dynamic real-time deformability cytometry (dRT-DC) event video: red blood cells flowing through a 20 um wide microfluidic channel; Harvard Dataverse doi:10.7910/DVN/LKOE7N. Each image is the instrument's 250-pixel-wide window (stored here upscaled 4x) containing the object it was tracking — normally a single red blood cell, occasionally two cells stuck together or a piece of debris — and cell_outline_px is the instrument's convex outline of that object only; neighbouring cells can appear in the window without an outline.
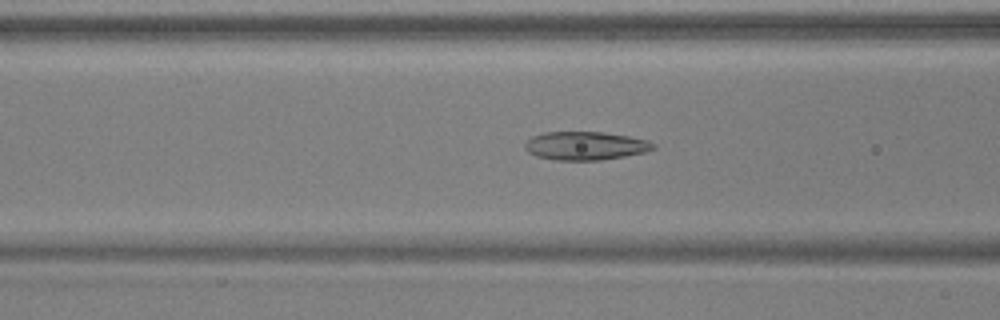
{"species": "common noctule bat (a hibernating species)", "species_latin": "Nyctalus noctula", "temperature_condition": "warm", "stored_images_in_passage": 44, "camera_frame_rate_fps": 3000, "um_per_image_px": 0.085, "animal": {"sex": "male", "body_mass_g": 17.9, "forearm_length_mm": 54.2}, "frame": {"image": 1, "passage_image": 14, "time_ms": 4.333, "image_size_px": [1000, 320], "cell_outline_px": [[656, 148], [644, 152], [624, 156], [600, 160], [556, 160], [536, 156], [528, 152], [524, 148], [524, 144], [532, 136], [544, 132], [604, 132], [628, 136], [648, 140], [656, 144]], "centroid_in_image_um": [49.76, 12.39], "position_along_channel_um": 116.8, "area_um2": 21.27}}
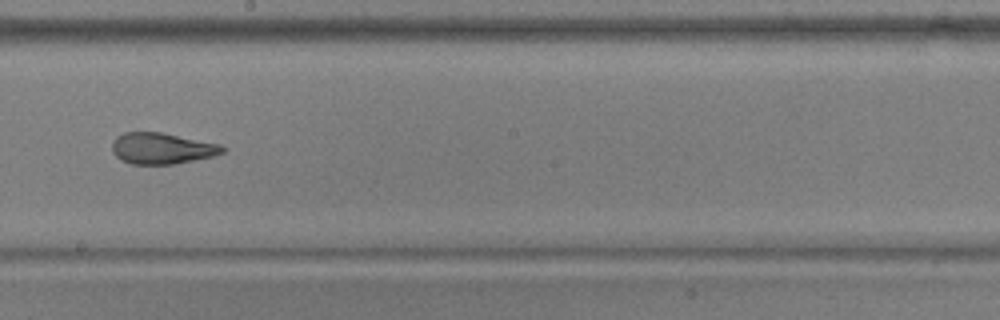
{"frame": {"image": 2, "passage_image": 23, "time_ms": 7.333, "image_size_px": [1000, 320], "cell_outline_px": [[224, 152], [212, 156], [176, 164], [132, 164], [120, 160], [112, 152], [112, 140], [116, 136], [124, 132], [160, 132], [220, 144], [224, 148]], "centroid_in_image_um": [13.71, 12.61], "position_along_channel_um": 234.5, "area_um2": 20.06}}
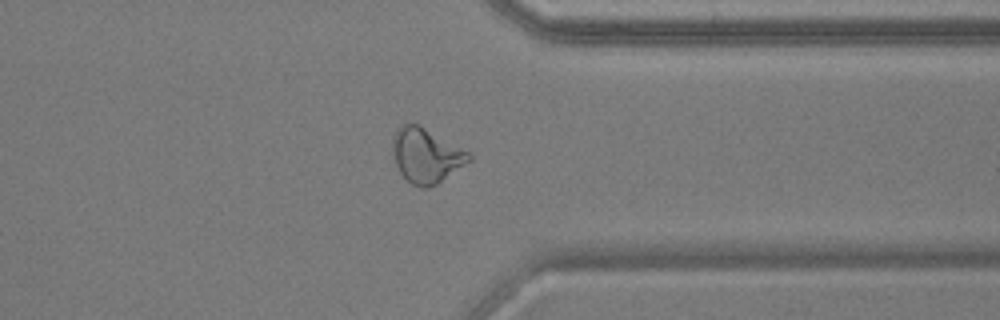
{"frame": {"image": 3, "passage_image": 34, "time_ms": 11.0, "image_size_px": [1000, 320], "cell_outline_px": [[472, 160], [436, 184], [428, 188], [420, 188], [412, 184], [400, 172], [392, 156], [392, 140], [396, 128], [400, 124], [420, 124], [468, 152], [472, 156]], "centroid_in_image_um": [36.19, 13.2], "position_along_channel_um": 375.2, "area_um2": 24.28}, "authors_computed_cell_mechanics": {"area_um2": 21.7906, "velocity_mm_per_s": 3.9186, "shape_relaxation_time_tau1_ms": null, "shape_relaxation_time_tau2_ms": 1.9141, "deformation_change_tau1": null, "deformation_change_tau2": 0.0923}}